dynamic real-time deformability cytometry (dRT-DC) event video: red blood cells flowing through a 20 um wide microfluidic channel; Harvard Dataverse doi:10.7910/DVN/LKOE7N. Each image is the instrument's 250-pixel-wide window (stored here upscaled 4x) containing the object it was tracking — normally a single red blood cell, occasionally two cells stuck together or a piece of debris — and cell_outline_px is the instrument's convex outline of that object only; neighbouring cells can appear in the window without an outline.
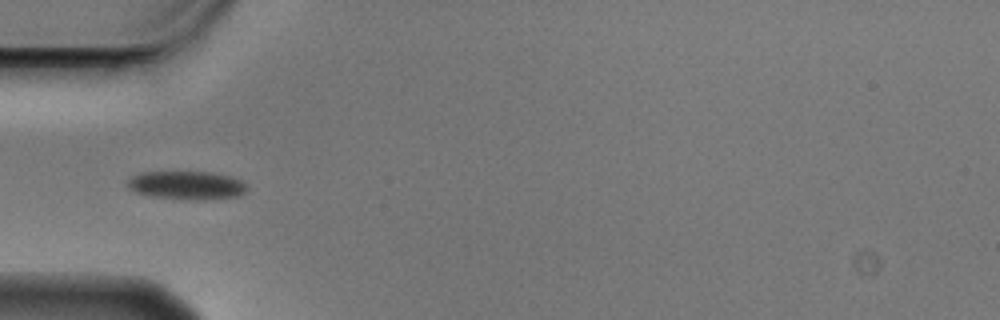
{"species": "Egyptian fruit bat (a non-hibernating species)", "species_latin": "Rousettus aegyptiacus", "temperature_condition": "cold", "stored_images_in_passage": 4, "camera_frame_rate_fps": 3000, "um_per_image_px": 0.085, "animal": {"sex": "male"}, "frame": {"image": 1, "passage_image": 2, "time_ms": 0.333, "image_size_px": [1000, 320], "cell_outline_px": [[248, 188], [244, 192], [236, 196], [204, 200], [196, 200], [152, 196], [136, 192], [128, 188], [128, 180], [132, 176], [140, 172], [212, 172], [232, 176], [240, 180]], "centroid_in_image_um": [15.87, 15.74], "position_along_channel_um": 69.1, "area_um2": 19.65}}
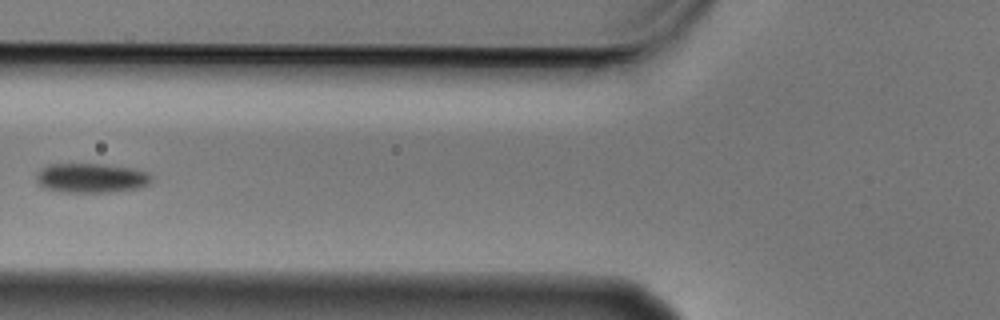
{"frame": {"image": 2, "passage_image": 3, "time_ms": 0.667, "image_size_px": [1000, 320], "cell_outline_px": [[152, 180], [148, 184], [140, 188], [112, 192], [60, 192], [44, 188], [36, 184], [36, 172], [40, 168], [48, 164], [108, 164], [136, 168], [148, 172], [152, 176]], "centroid_in_image_um": [7.75, 15.12], "position_along_channel_um": 118.1, "area_um2": 20.35}}
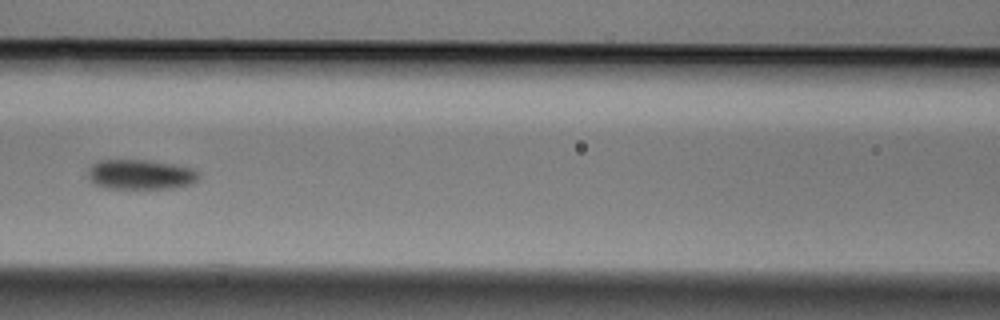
{"frame": {"image": 3, "passage_image": 4, "time_ms": 1.0, "image_size_px": [1000, 320], "cell_outline_px": [[200, 180], [192, 184], [176, 188], [104, 188], [96, 184], [88, 176], [88, 168], [92, 164], [100, 160], [152, 160], [176, 164], [196, 168], [200, 172]], "centroid_in_image_um": [12.05, 14.82], "position_along_channel_um": 154.6, "area_um2": 19.71}}